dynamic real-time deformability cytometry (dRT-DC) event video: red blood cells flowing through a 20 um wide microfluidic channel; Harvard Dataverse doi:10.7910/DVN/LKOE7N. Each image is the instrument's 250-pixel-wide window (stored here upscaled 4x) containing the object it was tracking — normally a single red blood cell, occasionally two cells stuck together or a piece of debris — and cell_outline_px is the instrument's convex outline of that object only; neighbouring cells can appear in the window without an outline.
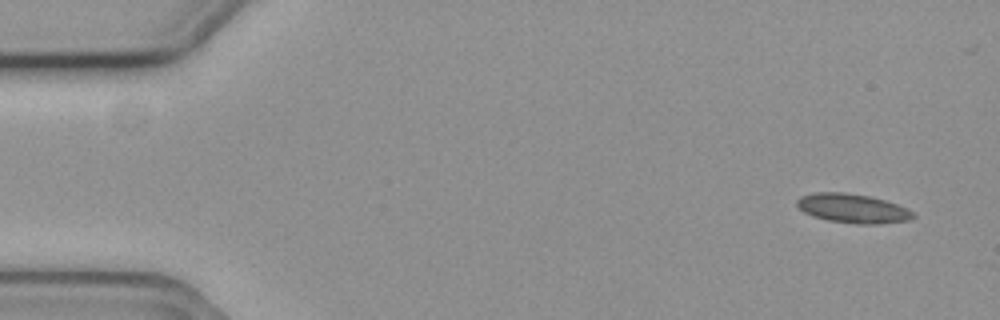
{"species": "common noctule bat (a hibernating species)", "species_latin": "Nyctalus noctula", "temperature_condition": "cold", "stored_images_in_passage": 5, "camera_frame_rate_fps": 3000, "um_per_image_px": 0.085, "animal": {"sex": "female", "body_mass_g": 19.3, "forearm_length_mm": 54.1}, "frame": {"image": 1, "passage_image": 1, "time_ms": 0.0, "image_size_px": [1000, 320], "cell_outline_px": [[916, 216], [908, 220], [880, 224], [856, 224], [828, 220], [812, 216], [804, 212], [796, 204], [796, 200], [800, 196], [812, 192], [844, 192], [868, 196], [884, 200], [908, 208]], "centroid_in_image_um": [72.45, 17.71], "position_along_channel_um": 12.5, "area_um2": 19.77}}